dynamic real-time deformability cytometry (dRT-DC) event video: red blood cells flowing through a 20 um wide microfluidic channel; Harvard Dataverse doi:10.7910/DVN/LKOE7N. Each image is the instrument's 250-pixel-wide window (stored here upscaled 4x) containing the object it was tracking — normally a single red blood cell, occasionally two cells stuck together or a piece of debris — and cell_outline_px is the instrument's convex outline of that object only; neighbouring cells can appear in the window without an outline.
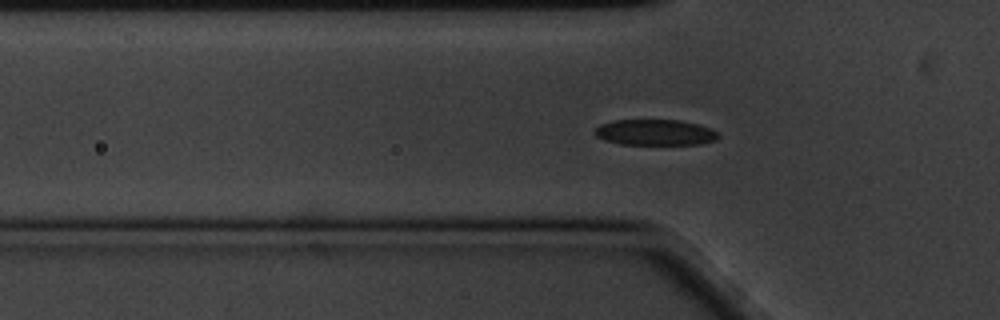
{"species": "common noctule bat (a hibernating species)", "species_latin": "Nyctalus noctula", "temperature_condition": "cold", "stored_images_in_passage": 60, "camera_frame_rate_fps": 3000, "um_per_image_px": 0.085, "animal": {"sex": "male", "body_mass_g": 20.1, "forearm_length_mm": 53.5}, "frame": {"image": 1, "passage_image": 18, "time_ms": 5.667, "image_size_px": [1000, 320], "cell_outline_px": [[720, 136], [716, 140], [700, 144], [620, 144], [604, 140], [596, 136], [592, 132], [600, 124], [612, 120], [680, 120], [700, 124], [712, 128]], "centroid_in_image_um": [55.68, 11.25], "position_along_channel_um": 70.1, "area_um2": 18.79}}
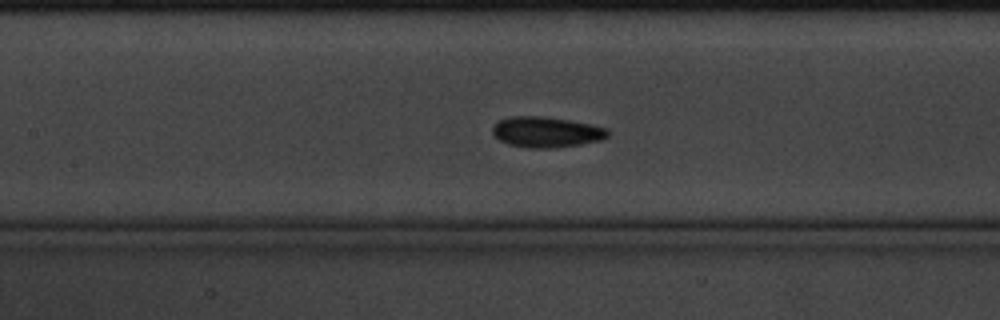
{"frame": {"image": 2, "passage_image": 26, "time_ms": 8.333, "image_size_px": [1000, 320], "cell_outline_px": [[608, 136], [600, 140], [580, 144], [552, 148], [528, 148], [508, 144], [500, 140], [492, 132], [492, 128], [500, 120], [512, 116], [540, 116], [568, 120], [608, 128]], "centroid_in_image_um": [46.43, 11.23], "position_along_channel_um": 161.0, "area_um2": 20.29}}
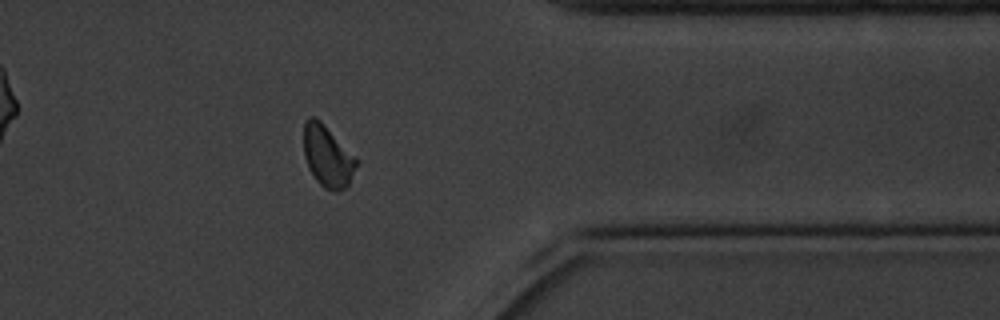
{"frame": {"image": 3, "passage_image": 47, "time_ms": 15.333, "image_size_px": [1000, 320], "cell_outline_px": [[360, 160], [348, 184], [344, 188], [336, 192], [324, 188], [316, 180], [308, 168], [304, 156], [304, 124], [308, 116], [316, 116]], "centroid_in_image_um": [27.85, 13.26], "position_along_channel_um": 383.6, "area_um2": 19.07}, "authors_computed_cell_mechanics": {"area_um2": 19.1607, "velocity_mm_per_s": 3.3726, "shape_relaxation_time_tau1_ms": 2.2009, "shape_relaxation_time_tau2_ms": 4.9705, "deformation_change_tau1": 0.0685, "deformation_change_tau2": 0.0802}}